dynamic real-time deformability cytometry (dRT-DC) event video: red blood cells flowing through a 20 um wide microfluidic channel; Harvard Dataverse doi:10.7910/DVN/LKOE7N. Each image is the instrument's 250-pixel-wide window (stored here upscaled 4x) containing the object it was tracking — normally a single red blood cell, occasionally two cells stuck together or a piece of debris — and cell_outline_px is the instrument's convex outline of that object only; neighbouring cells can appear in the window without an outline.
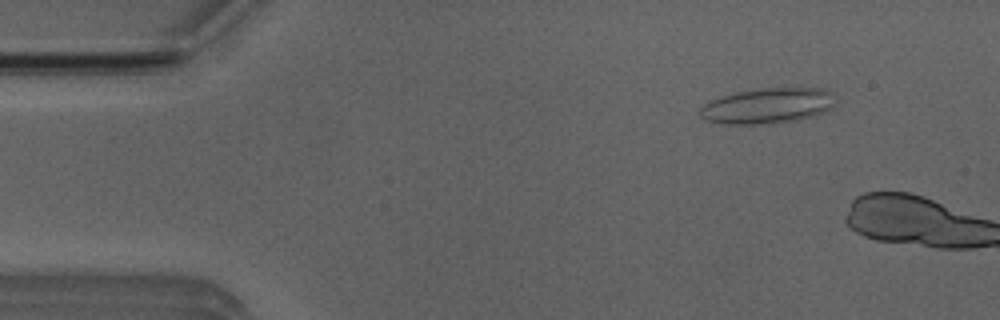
{"species": "Egyptian fruit bat (a non-hibernating species)", "species_latin": "Rousettus aegyptiacus", "temperature_condition": "room temperature", "stored_images_in_passage": 8, "camera_frame_rate_fps": 3000, "um_per_image_px": 0.085, "animal": {"sex": "male"}, "frame": {"image": 1, "passage_image": 6, "time_ms": 1.667, "image_size_px": [1000, 320], "cell_outline_px": [[836, 104], [824, 112], [812, 116], [796, 120], [772, 124], [728, 124], [708, 120], [700, 116], [700, 108], [704, 104], [712, 100], [736, 92], [760, 88], [820, 88], [832, 92], [836, 96]], "centroid_in_image_um": [65.3, 8.99], "position_along_channel_um": 19.7, "area_um2": 28.03}}